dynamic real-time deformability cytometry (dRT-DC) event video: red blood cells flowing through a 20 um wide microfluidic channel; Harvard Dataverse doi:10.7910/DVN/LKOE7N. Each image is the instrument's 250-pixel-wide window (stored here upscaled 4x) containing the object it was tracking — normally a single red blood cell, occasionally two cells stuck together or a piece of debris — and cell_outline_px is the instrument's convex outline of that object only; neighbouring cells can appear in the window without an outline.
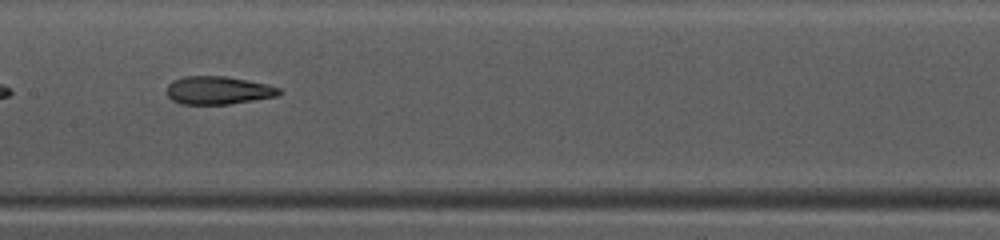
{"species": "common noctule bat (a hibernating species)", "species_latin": "Nyctalus noctula", "temperature_condition": "warm", "stored_images_in_passage": 16, "camera_frame_rate_fps": 3000, "um_per_image_px": 0.085, "animal": {"sex": "female", "body_mass_g": 10.0, "forearm_length_mm": 53.1}, "frame": {"image": 1, "passage_image": 14, "time_ms": 4.333, "image_size_px": [1000, 240], "cell_outline_px": [[280, 96], [228, 104], [180, 104], [172, 100], [168, 96], [168, 84], [172, 80], [184, 76], [224, 76], [248, 80], [268, 84], [280, 88]], "centroid_in_image_um": [18.56, 7.67], "position_along_channel_um": 188.8, "area_um2": 18.44}}